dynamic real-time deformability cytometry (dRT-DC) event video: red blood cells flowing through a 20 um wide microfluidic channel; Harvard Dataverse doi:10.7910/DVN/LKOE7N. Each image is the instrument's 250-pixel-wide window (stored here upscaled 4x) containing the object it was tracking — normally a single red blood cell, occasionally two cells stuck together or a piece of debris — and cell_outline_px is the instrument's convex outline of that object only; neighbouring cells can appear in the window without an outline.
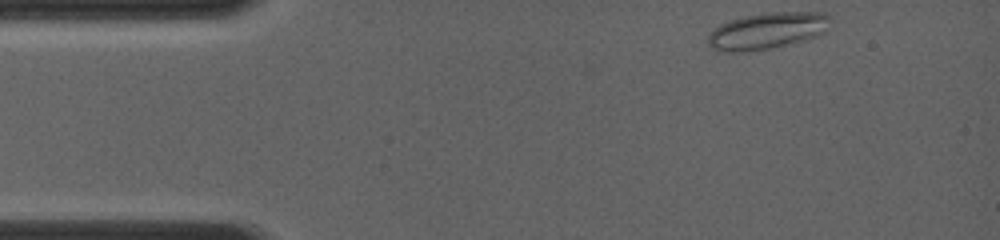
{"species": "common noctule bat (a hibernating species)", "species_latin": "Nyctalus noctula", "temperature_condition": "room temperature", "stored_images_in_passage": 11, "camera_frame_rate_fps": 4000, "um_per_image_px": 0.085, "animal": {"sex": "female", "body_mass_g": 19.0, "forearm_length_mm": 56.7}, "frame": {"image": 1, "passage_image": 1, "time_ms": 0.0, "image_size_px": [1000, 240], "cell_outline_px": [[832, 20], [828, 28], [824, 32], [816, 36], [792, 44], [744, 52], [716, 52], [708, 44], [708, 32], [720, 24], [744, 16], [764, 12], [824, 12], [832, 16]], "centroid_in_image_um": [65.22, 2.61], "position_along_channel_um": 19.8, "area_um2": 26.47}}
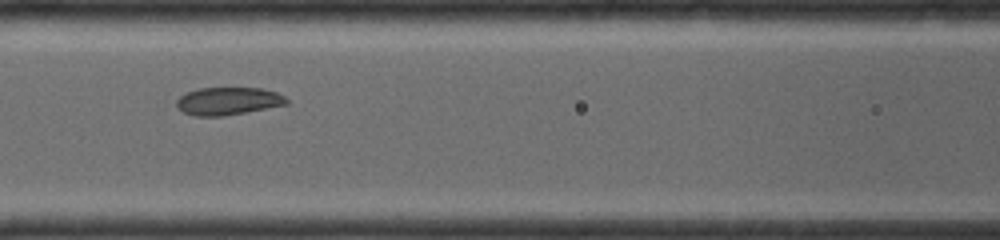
{"frame": {"image": 2, "passage_image": 10, "time_ms": 4.5, "image_size_px": [1000, 240], "cell_outline_px": [[288, 104], [224, 116], [196, 116], [184, 112], [176, 108], [176, 100], [180, 96], [196, 88], [260, 88], [276, 92], [284, 96], [288, 100]], "centroid_in_image_um": [19.36, 8.59], "position_along_channel_um": 147.2, "area_um2": 17.74}}
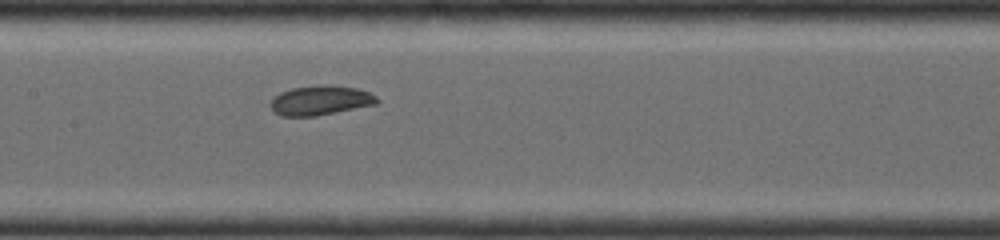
{"frame": {"image": 3, "passage_image": 11, "time_ms": 5.25, "image_size_px": [1000, 240], "cell_outline_px": [[380, 100], [376, 104], [316, 116], [280, 116], [268, 104], [280, 92], [292, 88], [320, 84], [324, 84], [356, 88], [368, 92], [376, 96]], "centroid_in_image_um": [27.23, 8.53], "position_along_channel_um": 180.2, "area_um2": 18.26}}